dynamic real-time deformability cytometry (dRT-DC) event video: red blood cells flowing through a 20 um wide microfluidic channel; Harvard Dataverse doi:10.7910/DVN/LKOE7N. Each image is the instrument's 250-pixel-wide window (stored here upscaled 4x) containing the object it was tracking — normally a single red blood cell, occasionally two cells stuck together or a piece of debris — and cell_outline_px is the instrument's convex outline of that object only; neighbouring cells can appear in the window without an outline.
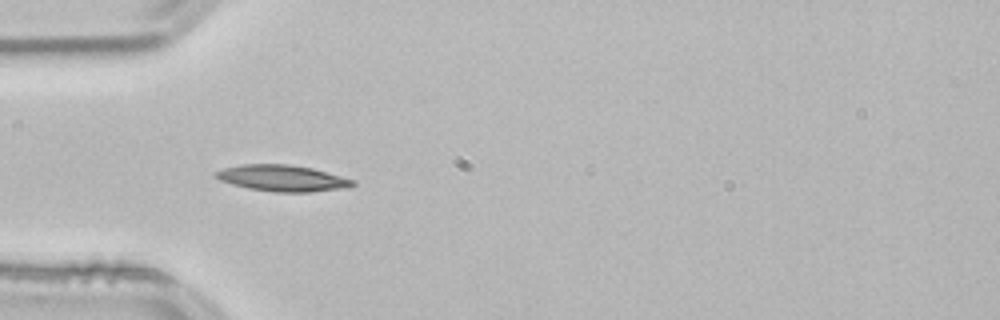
{"species": "common noctule bat (a hibernating species)", "species_latin": "Nyctalus noctula", "temperature_condition": "room temperature", "stored_images_in_passage": 44, "camera_frame_rate_fps": 3000, "um_per_image_px": 0.085, "animal": {"sex": "male", "body_mass_g": 21.5, "forearm_length_mm": 52.0}, "frame": {"image": 1, "passage_image": 7, "time_ms": 2.0, "image_size_px": [1000, 320], "cell_outline_px": [[356, 184], [352, 188], [308, 192], [276, 192], [248, 188], [232, 184], [220, 180], [212, 176], [212, 172], [224, 168], [240, 164], [288, 164], [312, 168], [356, 180]], "centroid_in_image_um": [24.02, 15.14], "position_along_channel_um": 61.0, "area_um2": 21.27}, "authors_computed_cell_mechanics": {"area_um2": 18.9295, "velocity_mm_per_s": 3.8273, "shape_relaxation_time_tau1_ms": 3.8871, "shape_relaxation_time_tau2_ms": null, "deformation_change_tau1": 0.1123, "deformation_change_tau2": null}}